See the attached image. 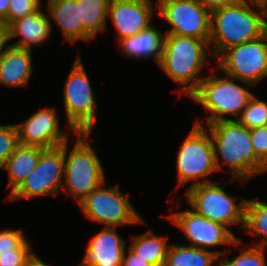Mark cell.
Masks as SVG:
<instances>
[{"instance_id": "obj_1", "label": "cell", "mask_w": 267, "mask_h": 266, "mask_svg": "<svg viewBox=\"0 0 267 266\" xmlns=\"http://www.w3.org/2000/svg\"><path fill=\"white\" fill-rule=\"evenodd\" d=\"M266 19L264 4L249 0H236L211 11L209 45L215 43L211 57L263 36L267 32Z\"/></svg>"}, {"instance_id": "obj_2", "label": "cell", "mask_w": 267, "mask_h": 266, "mask_svg": "<svg viewBox=\"0 0 267 266\" xmlns=\"http://www.w3.org/2000/svg\"><path fill=\"white\" fill-rule=\"evenodd\" d=\"M206 126L213 143L217 171L223 168L219 160L221 156L231 172L229 183H245L253 176L267 172V167L255 155L249 128L235 119L216 121Z\"/></svg>"}, {"instance_id": "obj_3", "label": "cell", "mask_w": 267, "mask_h": 266, "mask_svg": "<svg viewBox=\"0 0 267 266\" xmlns=\"http://www.w3.org/2000/svg\"><path fill=\"white\" fill-rule=\"evenodd\" d=\"M209 40L165 34L159 67L190 96L204 77H197L206 62Z\"/></svg>"}, {"instance_id": "obj_4", "label": "cell", "mask_w": 267, "mask_h": 266, "mask_svg": "<svg viewBox=\"0 0 267 266\" xmlns=\"http://www.w3.org/2000/svg\"><path fill=\"white\" fill-rule=\"evenodd\" d=\"M77 141L68 153V141L63 143L64 178L68 194L78 204L95 188L105 182V174L95 149L89 145L90 133H76ZM68 156V157H67Z\"/></svg>"}, {"instance_id": "obj_5", "label": "cell", "mask_w": 267, "mask_h": 266, "mask_svg": "<svg viewBox=\"0 0 267 266\" xmlns=\"http://www.w3.org/2000/svg\"><path fill=\"white\" fill-rule=\"evenodd\" d=\"M213 74L205 76L189 97L211 113L206 117L205 124L231 120L224 115H233L236 120L254 94L245 86L235 83L236 78L228 75L220 78Z\"/></svg>"}, {"instance_id": "obj_6", "label": "cell", "mask_w": 267, "mask_h": 266, "mask_svg": "<svg viewBox=\"0 0 267 266\" xmlns=\"http://www.w3.org/2000/svg\"><path fill=\"white\" fill-rule=\"evenodd\" d=\"M206 131L197 119L192 130L181 144L176 156L178 171L177 187L193 180L194 182L190 187L197 184L214 182L207 178L210 174L217 171V168L214 160L212 139ZM200 179L202 181H195Z\"/></svg>"}, {"instance_id": "obj_7", "label": "cell", "mask_w": 267, "mask_h": 266, "mask_svg": "<svg viewBox=\"0 0 267 266\" xmlns=\"http://www.w3.org/2000/svg\"><path fill=\"white\" fill-rule=\"evenodd\" d=\"M90 80L77 56L64 87V108L68 126L75 134L90 133L96 125V106Z\"/></svg>"}, {"instance_id": "obj_8", "label": "cell", "mask_w": 267, "mask_h": 266, "mask_svg": "<svg viewBox=\"0 0 267 266\" xmlns=\"http://www.w3.org/2000/svg\"><path fill=\"white\" fill-rule=\"evenodd\" d=\"M217 68L248 88L267 77V32L254 40L232 46L218 57Z\"/></svg>"}, {"instance_id": "obj_9", "label": "cell", "mask_w": 267, "mask_h": 266, "mask_svg": "<svg viewBox=\"0 0 267 266\" xmlns=\"http://www.w3.org/2000/svg\"><path fill=\"white\" fill-rule=\"evenodd\" d=\"M185 195L193 210L199 215L226 227L241 224L243 229L247 201L245 198L235 203L236 199L229 196L215 182L188 187Z\"/></svg>"}, {"instance_id": "obj_10", "label": "cell", "mask_w": 267, "mask_h": 266, "mask_svg": "<svg viewBox=\"0 0 267 266\" xmlns=\"http://www.w3.org/2000/svg\"><path fill=\"white\" fill-rule=\"evenodd\" d=\"M100 186L92 190L78 205L91 221L104 223L106 227H117L143 222L127 196L117 186Z\"/></svg>"}, {"instance_id": "obj_11", "label": "cell", "mask_w": 267, "mask_h": 266, "mask_svg": "<svg viewBox=\"0 0 267 266\" xmlns=\"http://www.w3.org/2000/svg\"><path fill=\"white\" fill-rule=\"evenodd\" d=\"M160 16L172 27L165 34L210 40L211 12L198 0H157Z\"/></svg>"}, {"instance_id": "obj_12", "label": "cell", "mask_w": 267, "mask_h": 266, "mask_svg": "<svg viewBox=\"0 0 267 266\" xmlns=\"http://www.w3.org/2000/svg\"><path fill=\"white\" fill-rule=\"evenodd\" d=\"M63 144L45 149L37 165L26 180L8 198L10 200L30 199L45 195H58L64 186Z\"/></svg>"}, {"instance_id": "obj_13", "label": "cell", "mask_w": 267, "mask_h": 266, "mask_svg": "<svg viewBox=\"0 0 267 266\" xmlns=\"http://www.w3.org/2000/svg\"><path fill=\"white\" fill-rule=\"evenodd\" d=\"M185 233L190 246L207 249L222 244L239 245L241 239L236 237L225 225L211 221L194 210L171 213L167 216Z\"/></svg>"}, {"instance_id": "obj_14", "label": "cell", "mask_w": 267, "mask_h": 266, "mask_svg": "<svg viewBox=\"0 0 267 266\" xmlns=\"http://www.w3.org/2000/svg\"><path fill=\"white\" fill-rule=\"evenodd\" d=\"M56 110L43 108L31 115L27 120L15 123L19 144L39 146L45 149L55 148L68 141V133H75L71 128L61 130Z\"/></svg>"}, {"instance_id": "obj_15", "label": "cell", "mask_w": 267, "mask_h": 266, "mask_svg": "<svg viewBox=\"0 0 267 266\" xmlns=\"http://www.w3.org/2000/svg\"><path fill=\"white\" fill-rule=\"evenodd\" d=\"M151 0H110L108 14L117 31V40L147 29L153 11Z\"/></svg>"}, {"instance_id": "obj_16", "label": "cell", "mask_w": 267, "mask_h": 266, "mask_svg": "<svg viewBox=\"0 0 267 266\" xmlns=\"http://www.w3.org/2000/svg\"><path fill=\"white\" fill-rule=\"evenodd\" d=\"M116 227H104L87 245L79 266H121L126 243Z\"/></svg>"}, {"instance_id": "obj_17", "label": "cell", "mask_w": 267, "mask_h": 266, "mask_svg": "<svg viewBox=\"0 0 267 266\" xmlns=\"http://www.w3.org/2000/svg\"><path fill=\"white\" fill-rule=\"evenodd\" d=\"M52 25L49 16L41 11V7L21 19L13 21L8 26L9 40L15 37H21L11 46L30 49L32 45H40L50 38Z\"/></svg>"}, {"instance_id": "obj_18", "label": "cell", "mask_w": 267, "mask_h": 266, "mask_svg": "<svg viewBox=\"0 0 267 266\" xmlns=\"http://www.w3.org/2000/svg\"><path fill=\"white\" fill-rule=\"evenodd\" d=\"M32 51L9 46L0 55V83L6 87H27L32 68Z\"/></svg>"}, {"instance_id": "obj_19", "label": "cell", "mask_w": 267, "mask_h": 266, "mask_svg": "<svg viewBox=\"0 0 267 266\" xmlns=\"http://www.w3.org/2000/svg\"><path fill=\"white\" fill-rule=\"evenodd\" d=\"M48 15L60 27L63 38L75 43L84 40V25L80 20V3L76 0H48Z\"/></svg>"}, {"instance_id": "obj_20", "label": "cell", "mask_w": 267, "mask_h": 266, "mask_svg": "<svg viewBox=\"0 0 267 266\" xmlns=\"http://www.w3.org/2000/svg\"><path fill=\"white\" fill-rule=\"evenodd\" d=\"M165 33L150 25L134 36L118 40L122 52L129 58L146 59L153 57L157 65L161 61Z\"/></svg>"}, {"instance_id": "obj_21", "label": "cell", "mask_w": 267, "mask_h": 266, "mask_svg": "<svg viewBox=\"0 0 267 266\" xmlns=\"http://www.w3.org/2000/svg\"><path fill=\"white\" fill-rule=\"evenodd\" d=\"M45 148L19 144L10 157L6 160L2 169L9 172L7 188H12L9 195L13 194L18 187L35 169L40 154Z\"/></svg>"}, {"instance_id": "obj_22", "label": "cell", "mask_w": 267, "mask_h": 266, "mask_svg": "<svg viewBox=\"0 0 267 266\" xmlns=\"http://www.w3.org/2000/svg\"><path fill=\"white\" fill-rule=\"evenodd\" d=\"M225 251H211L190 245H170L164 266H212Z\"/></svg>"}, {"instance_id": "obj_23", "label": "cell", "mask_w": 267, "mask_h": 266, "mask_svg": "<svg viewBox=\"0 0 267 266\" xmlns=\"http://www.w3.org/2000/svg\"><path fill=\"white\" fill-rule=\"evenodd\" d=\"M167 241V237L156 235L149 230L142 235L132 236L129 248L152 266H164L170 246Z\"/></svg>"}, {"instance_id": "obj_24", "label": "cell", "mask_w": 267, "mask_h": 266, "mask_svg": "<svg viewBox=\"0 0 267 266\" xmlns=\"http://www.w3.org/2000/svg\"><path fill=\"white\" fill-rule=\"evenodd\" d=\"M80 3V20L84 25V40L94 39L106 30L110 0H76Z\"/></svg>"}, {"instance_id": "obj_25", "label": "cell", "mask_w": 267, "mask_h": 266, "mask_svg": "<svg viewBox=\"0 0 267 266\" xmlns=\"http://www.w3.org/2000/svg\"><path fill=\"white\" fill-rule=\"evenodd\" d=\"M243 229L248 233L263 237L260 243L252 246L267 248V202L256 199L246 201Z\"/></svg>"}, {"instance_id": "obj_26", "label": "cell", "mask_w": 267, "mask_h": 266, "mask_svg": "<svg viewBox=\"0 0 267 266\" xmlns=\"http://www.w3.org/2000/svg\"><path fill=\"white\" fill-rule=\"evenodd\" d=\"M236 120L249 129L267 126V103L253 96Z\"/></svg>"}, {"instance_id": "obj_27", "label": "cell", "mask_w": 267, "mask_h": 266, "mask_svg": "<svg viewBox=\"0 0 267 266\" xmlns=\"http://www.w3.org/2000/svg\"><path fill=\"white\" fill-rule=\"evenodd\" d=\"M247 248V249H246ZM244 247L243 252L232 260L227 258V249L223 257L219 258L218 266H266L265 249L255 246ZM226 254V255H225Z\"/></svg>"}, {"instance_id": "obj_28", "label": "cell", "mask_w": 267, "mask_h": 266, "mask_svg": "<svg viewBox=\"0 0 267 266\" xmlns=\"http://www.w3.org/2000/svg\"><path fill=\"white\" fill-rule=\"evenodd\" d=\"M19 145L15 124L0 125V169Z\"/></svg>"}, {"instance_id": "obj_29", "label": "cell", "mask_w": 267, "mask_h": 266, "mask_svg": "<svg viewBox=\"0 0 267 266\" xmlns=\"http://www.w3.org/2000/svg\"><path fill=\"white\" fill-rule=\"evenodd\" d=\"M35 256L26 239L16 250L0 253V266H27Z\"/></svg>"}, {"instance_id": "obj_30", "label": "cell", "mask_w": 267, "mask_h": 266, "mask_svg": "<svg viewBox=\"0 0 267 266\" xmlns=\"http://www.w3.org/2000/svg\"><path fill=\"white\" fill-rule=\"evenodd\" d=\"M42 0H10L8 26L18 19L37 11Z\"/></svg>"}, {"instance_id": "obj_31", "label": "cell", "mask_w": 267, "mask_h": 266, "mask_svg": "<svg viewBox=\"0 0 267 266\" xmlns=\"http://www.w3.org/2000/svg\"><path fill=\"white\" fill-rule=\"evenodd\" d=\"M250 138L256 157L267 167V126L250 129Z\"/></svg>"}, {"instance_id": "obj_32", "label": "cell", "mask_w": 267, "mask_h": 266, "mask_svg": "<svg viewBox=\"0 0 267 266\" xmlns=\"http://www.w3.org/2000/svg\"><path fill=\"white\" fill-rule=\"evenodd\" d=\"M25 240L21 229L0 230V253L16 250Z\"/></svg>"}, {"instance_id": "obj_33", "label": "cell", "mask_w": 267, "mask_h": 266, "mask_svg": "<svg viewBox=\"0 0 267 266\" xmlns=\"http://www.w3.org/2000/svg\"><path fill=\"white\" fill-rule=\"evenodd\" d=\"M129 253L124 252L121 266H152L147 261L139 257L135 252L129 248Z\"/></svg>"}, {"instance_id": "obj_34", "label": "cell", "mask_w": 267, "mask_h": 266, "mask_svg": "<svg viewBox=\"0 0 267 266\" xmlns=\"http://www.w3.org/2000/svg\"><path fill=\"white\" fill-rule=\"evenodd\" d=\"M210 12L225 5L234 3L236 0H198Z\"/></svg>"}, {"instance_id": "obj_35", "label": "cell", "mask_w": 267, "mask_h": 266, "mask_svg": "<svg viewBox=\"0 0 267 266\" xmlns=\"http://www.w3.org/2000/svg\"><path fill=\"white\" fill-rule=\"evenodd\" d=\"M8 41H9L8 26L3 21H0V55L6 49L3 47Z\"/></svg>"}, {"instance_id": "obj_36", "label": "cell", "mask_w": 267, "mask_h": 266, "mask_svg": "<svg viewBox=\"0 0 267 266\" xmlns=\"http://www.w3.org/2000/svg\"><path fill=\"white\" fill-rule=\"evenodd\" d=\"M10 0H0V21L8 26V11Z\"/></svg>"}, {"instance_id": "obj_37", "label": "cell", "mask_w": 267, "mask_h": 266, "mask_svg": "<svg viewBox=\"0 0 267 266\" xmlns=\"http://www.w3.org/2000/svg\"><path fill=\"white\" fill-rule=\"evenodd\" d=\"M27 266H49L45 262L41 260L37 255L34 257V259L27 265Z\"/></svg>"}, {"instance_id": "obj_38", "label": "cell", "mask_w": 267, "mask_h": 266, "mask_svg": "<svg viewBox=\"0 0 267 266\" xmlns=\"http://www.w3.org/2000/svg\"><path fill=\"white\" fill-rule=\"evenodd\" d=\"M249 1H254L262 4H265L267 2V0H249Z\"/></svg>"}, {"instance_id": "obj_39", "label": "cell", "mask_w": 267, "mask_h": 266, "mask_svg": "<svg viewBox=\"0 0 267 266\" xmlns=\"http://www.w3.org/2000/svg\"><path fill=\"white\" fill-rule=\"evenodd\" d=\"M264 6H265L266 18H267V2L264 4ZM266 29H267V21H266Z\"/></svg>"}]
</instances>
